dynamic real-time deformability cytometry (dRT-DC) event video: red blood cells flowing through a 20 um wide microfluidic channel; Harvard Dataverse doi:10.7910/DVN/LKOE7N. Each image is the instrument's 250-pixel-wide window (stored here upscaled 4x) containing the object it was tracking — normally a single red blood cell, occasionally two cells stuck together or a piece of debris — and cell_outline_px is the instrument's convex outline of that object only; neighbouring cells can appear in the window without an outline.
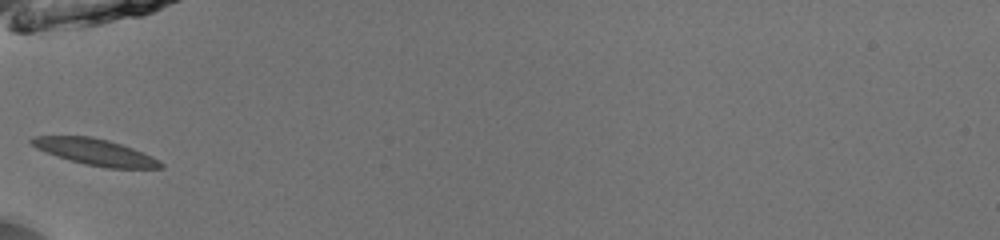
{"species": "common noctule bat (a hibernating species)", "species_latin": "Nyctalus noctula", "temperature_condition": "room temperature", "stored_images_in_passage": 33, "camera_frame_rate_fps": 3000, "um_per_image_px": 0.085, "animal": {"sex": "male", "body_mass_g": 13.0, "forearm_length_mm": 53.1}, "frame": {"image": 1, "passage_image": 1, "time_ms": 0.0, "image_size_px": [1000, 240], "cell_outline_px": [[164, 168], [108, 168], [84, 164], [56, 156], [36, 148], [28, 140], [36, 136], [88, 136], [108, 140], [132, 148], [152, 156], [160, 160], [164, 164]], "centroid_in_image_um": [8.11, 12.93], "position_along_channel_um": 76.9, "area_um2": 19.65}}
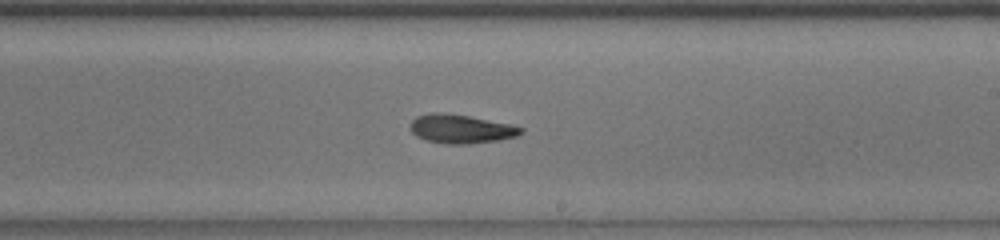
{"frame": {"image": 2, "passage_image": 14, "time_ms": 4.333, "image_size_px": [1000, 240], "cell_outline_px": [[524, 132], [516, 136], [500, 140], [468, 144], [448, 144], [428, 140], [416, 136], [408, 128], [412, 120], [416, 116], [432, 112], [444, 112], [468, 116], [512, 124], [524, 128]], "centroid_in_image_um": [39.18, 10.95], "position_along_channel_um": 249.8, "area_um2": 18.73}}
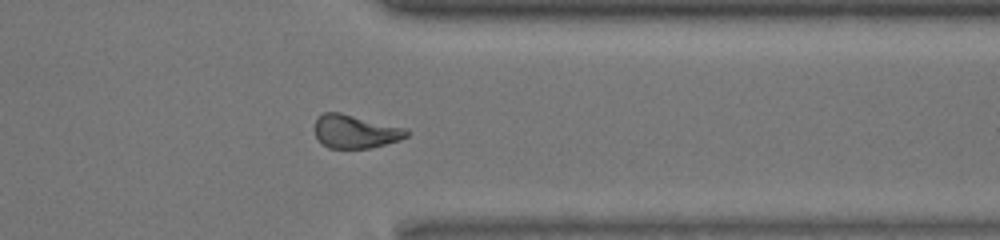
{"frame": {"image": 3, "passage_image": 24, "time_ms": 7.667, "image_size_px": [1000, 240], "cell_outline_px": [[408, 136], [400, 140], [372, 148], [328, 148], [320, 144], [316, 136], [316, 120], [324, 112], [340, 112], [408, 128]], "centroid_in_image_um": [30.23, 11.18], "position_along_channel_um": 381.2, "area_um2": 18.03}, "authors_computed_cell_mechanics": {"area_um2": 18.1492, "velocity_mm_per_s": 3.9656, "shape_relaxation_time_tau1_ms": 5.5051, "shape_relaxation_time_tau2_ms": null, "deformation_change_tau1": 0.1661, "deformation_change_tau2": null}}